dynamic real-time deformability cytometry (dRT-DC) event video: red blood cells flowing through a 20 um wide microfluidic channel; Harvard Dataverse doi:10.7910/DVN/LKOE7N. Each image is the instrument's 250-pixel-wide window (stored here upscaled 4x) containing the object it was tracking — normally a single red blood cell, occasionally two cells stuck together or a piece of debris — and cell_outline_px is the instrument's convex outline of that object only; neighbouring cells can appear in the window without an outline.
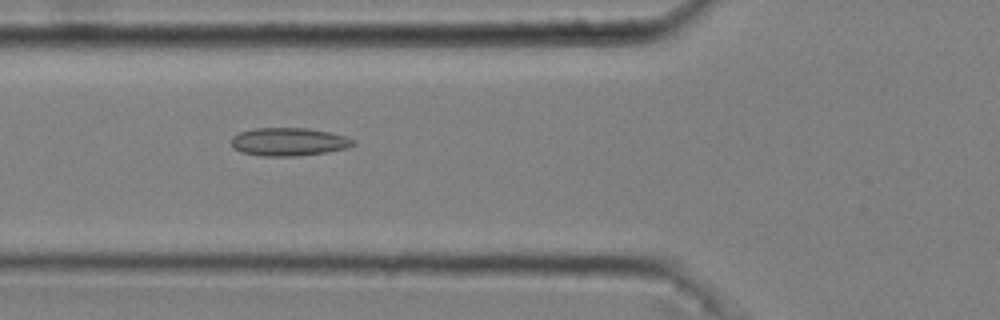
{"species": "common noctule bat (a hibernating species)", "species_latin": "Nyctalus noctula", "temperature_condition": "cold", "stored_images_in_passage": 12, "camera_frame_rate_fps": 3000, "um_per_image_px": 0.085, "animal": {"sex": "male", "body_mass_g": 20.4}, "frame": {"image": 1, "passage_image": 6, "time_ms": 1.667, "image_size_px": [1000, 320], "cell_outline_px": [[356, 144], [348, 148], [324, 152], [296, 156], [260, 156], [240, 152], [232, 148], [228, 140], [232, 136], [240, 132], [252, 128], [308, 128], [328, 132], [344, 136], [356, 140]], "centroid_in_image_um": [24.48, 12.05], "position_along_channel_um": 101.3, "area_um2": 20.23}}
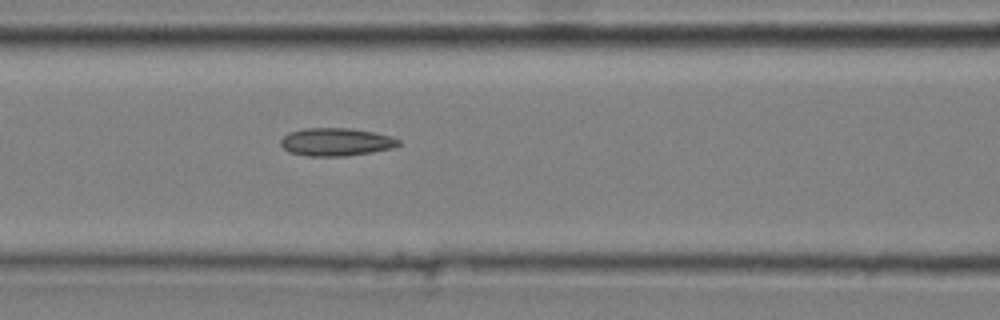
{"frame": {"image": 2, "passage_image": 9, "time_ms": 2.667, "image_size_px": [1000, 320], "cell_outline_px": [[400, 144], [392, 148], [372, 152], [348, 156], [308, 156], [288, 152], [280, 144], [280, 140], [288, 132], [304, 128], [348, 128], [372, 132], [392, 136], [400, 140]], "centroid_in_image_um": [28.55, 12.07], "position_along_channel_um": 138.1, "area_um2": 19.25}}
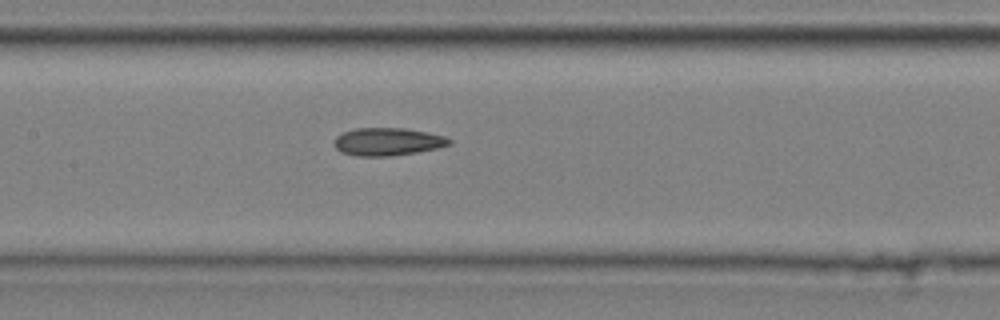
{"frame": {"image": 3, "passage_image": 12, "time_ms": 3.667, "image_size_px": [1000, 320], "cell_outline_px": [[452, 144], [436, 148], [416, 152], [388, 156], [356, 156], [340, 152], [336, 148], [336, 136], [344, 132], [356, 128], [404, 128], [428, 132], [444, 136], [452, 140]], "centroid_in_image_um": [32.96, 12.04], "position_along_channel_um": 174.4, "area_um2": 18.5}}